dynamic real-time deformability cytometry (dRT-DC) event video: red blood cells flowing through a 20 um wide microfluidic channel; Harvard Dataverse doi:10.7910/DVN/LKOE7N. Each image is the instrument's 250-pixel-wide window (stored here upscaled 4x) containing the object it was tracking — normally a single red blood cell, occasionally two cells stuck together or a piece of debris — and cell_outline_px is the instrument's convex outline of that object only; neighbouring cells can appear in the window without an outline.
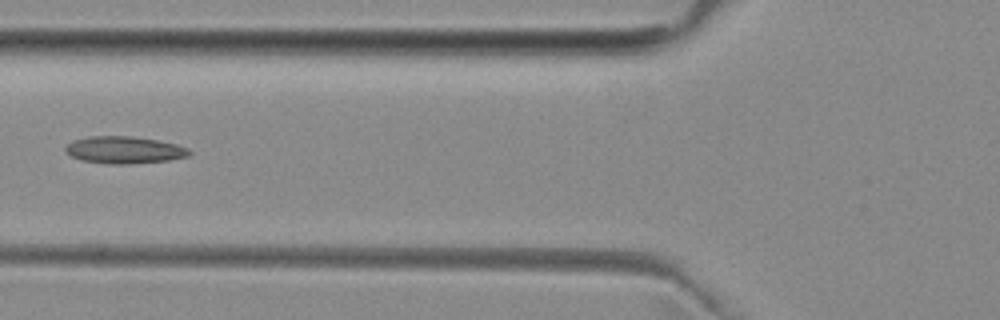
{"species": "common noctule bat (a hibernating species)", "species_latin": "Nyctalus noctula", "temperature_condition": "room temperature", "stored_images_in_passage": 6, "camera_frame_rate_fps": 3000, "um_per_image_px": 0.085, "animal": {"sex": "female", "body_mass_g": 29.2, "forearm_length_mm": 56.3}, "frame": {"image": 1, "passage_image": 6, "time_ms": 6.0, "image_size_px": [1000, 320], "cell_outline_px": [[192, 152], [188, 156], [168, 160], [128, 164], [108, 164], [84, 160], [72, 156], [64, 148], [72, 140], [88, 136], [132, 136], [160, 140], [176, 144], [188, 148]], "centroid_in_image_um": [10.59, 12.73], "position_along_channel_um": 115.2, "area_um2": 19.54}}